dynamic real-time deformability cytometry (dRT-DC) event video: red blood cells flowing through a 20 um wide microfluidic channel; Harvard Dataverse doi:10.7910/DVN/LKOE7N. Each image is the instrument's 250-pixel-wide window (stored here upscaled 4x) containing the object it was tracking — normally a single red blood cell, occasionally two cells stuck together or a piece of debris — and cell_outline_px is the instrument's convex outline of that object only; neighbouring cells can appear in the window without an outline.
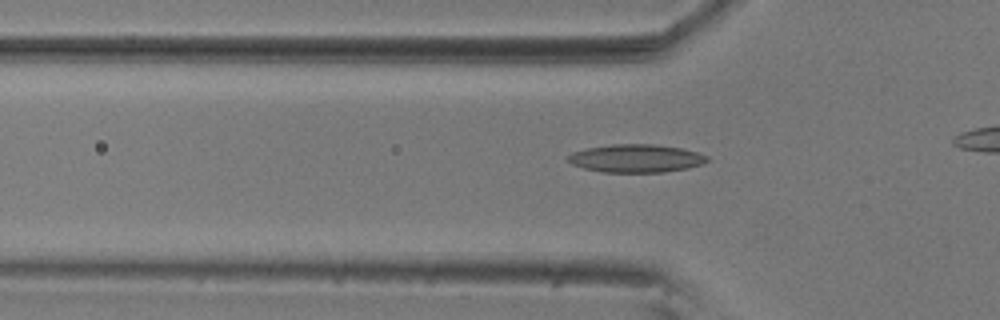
{"species": "common noctule bat (a hibernating species)", "species_latin": "Nyctalus noctula", "temperature_condition": "room temperature", "stored_images_in_passage": 31, "camera_frame_rate_fps": 3000, "um_per_image_px": 0.085, "animal": {"sex": "male", "body_mass_g": 20.5, "forearm_length_mm": 52.5}, "frame": {"image": 1, "passage_image": 18, "time_ms": 5.667, "image_size_px": [1000, 320], "cell_outline_px": [[708, 160], [704, 164], [688, 168], [664, 172], [604, 172], [584, 168], [572, 164], [568, 160], [568, 156], [572, 152], [588, 148], [612, 144], [652, 144], [684, 148], [708, 156]], "centroid_in_image_um": [54.1, 13.46], "position_along_channel_um": 71.7, "area_um2": 22.72}}
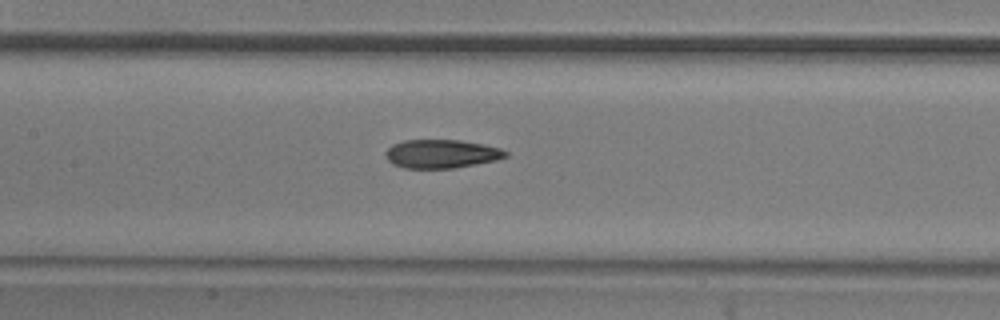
{"frame": {"image": 2, "passage_image": 26, "time_ms": 8.333, "image_size_px": [1000, 320], "cell_outline_px": [[508, 156], [496, 160], [476, 164], [452, 168], [404, 168], [392, 164], [388, 160], [384, 152], [392, 144], [404, 140], [460, 140], [484, 144], [500, 148], [508, 152]], "centroid_in_image_um": [37.51, 13.07], "position_along_channel_um": 169.9, "area_um2": 20.06}}
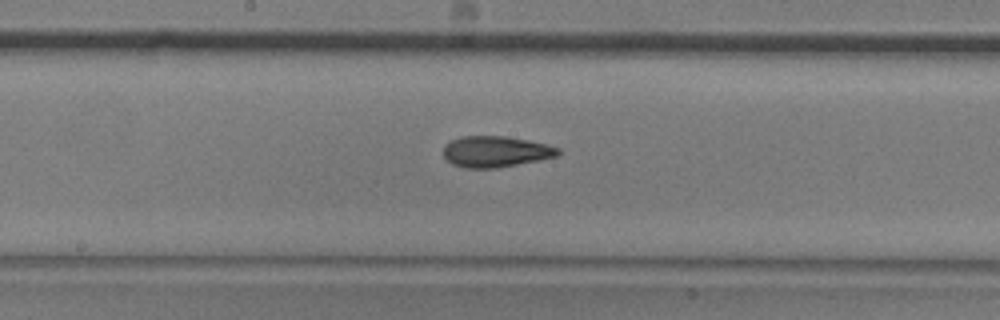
{"frame": {"image": 3, "passage_image": 29, "time_ms": 9.333, "image_size_px": [1000, 320], "cell_outline_px": [[560, 152], [556, 156], [540, 160], [496, 168], [464, 168], [452, 164], [444, 156], [444, 144], [460, 136], [504, 136], [528, 140], [548, 144], [560, 148]], "centroid_in_image_um": [42.13, 12.88], "position_along_channel_um": 206.1, "area_um2": 20.81}}